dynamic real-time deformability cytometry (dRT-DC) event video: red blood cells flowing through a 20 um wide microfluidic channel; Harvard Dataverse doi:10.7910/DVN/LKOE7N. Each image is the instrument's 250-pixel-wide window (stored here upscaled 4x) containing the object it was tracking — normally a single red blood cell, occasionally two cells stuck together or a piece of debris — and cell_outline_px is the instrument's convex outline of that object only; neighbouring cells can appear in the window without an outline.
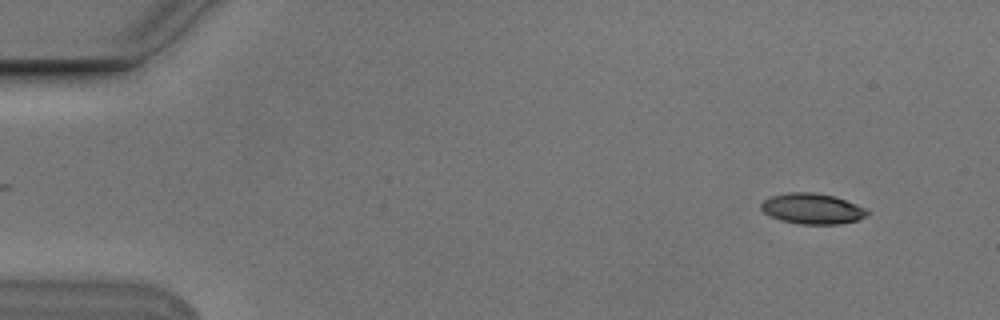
{"species": "Egyptian fruit bat (a non-hibernating species)", "species_latin": "Rousettus aegyptiacus", "temperature_condition": "cold", "stored_images_in_passage": 6, "camera_frame_rate_fps": 3000, "um_per_image_px": 0.085, "animal": {"sex": "male"}, "frame": {"image": 1, "passage_image": 1, "time_ms": 0.0, "image_size_px": [1000, 320], "cell_outline_px": [[868, 216], [856, 220], [840, 224], [800, 224], [780, 220], [764, 212], [760, 208], [760, 204], [764, 200], [772, 196], [788, 192], [812, 192], [832, 196], [856, 204], [864, 208], [868, 212]], "centroid_in_image_um": [69.02, 17.74], "position_along_channel_um": 16.0, "area_um2": 18.73}}
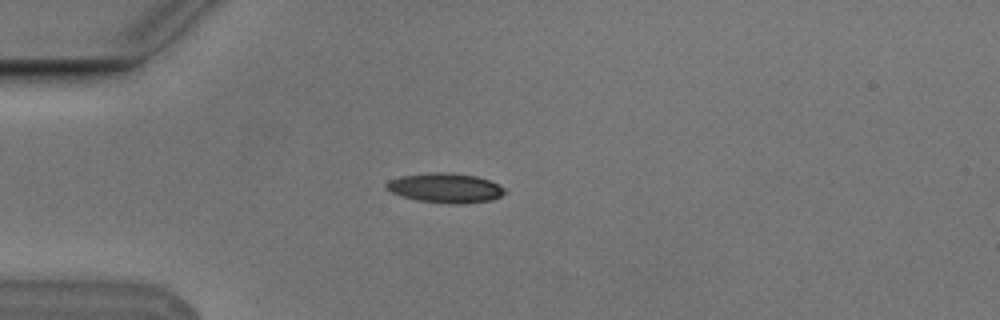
{"frame": {"image": 2, "passage_image": 4, "time_ms": 1.0, "image_size_px": [1000, 320], "cell_outline_px": [[508, 192], [492, 200], [464, 204], [448, 204], [416, 200], [392, 192], [384, 188], [384, 184], [388, 180], [400, 176], [428, 172], [452, 172], [476, 176], [488, 180], [504, 188]], "centroid_in_image_um": [37.84, 15.97], "position_along_channel_um": 47.2, "area_um2": 20.69}}
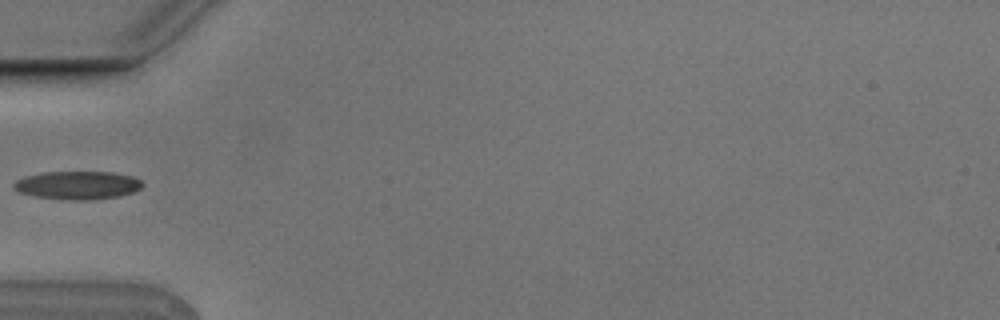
{"frame": {"image": 3, "passage_image": 5, "time_ms": 1.333, "image_size_px": [1000, 320], "cell_outline_px": [[144, 184], [140, 188], [132, 192], [120, 196], [92, 200], [68, 200], [32, 196], [20, 192], [12, 188], [12, 184], [16, 180], [24, 176], [44, 172], [112, 172], [132, 176], [140, 180]], "centroid_in_image_um": [6.56, 15.75], "position_along_channel_um": 78.4, "area_um2": 21.33}}